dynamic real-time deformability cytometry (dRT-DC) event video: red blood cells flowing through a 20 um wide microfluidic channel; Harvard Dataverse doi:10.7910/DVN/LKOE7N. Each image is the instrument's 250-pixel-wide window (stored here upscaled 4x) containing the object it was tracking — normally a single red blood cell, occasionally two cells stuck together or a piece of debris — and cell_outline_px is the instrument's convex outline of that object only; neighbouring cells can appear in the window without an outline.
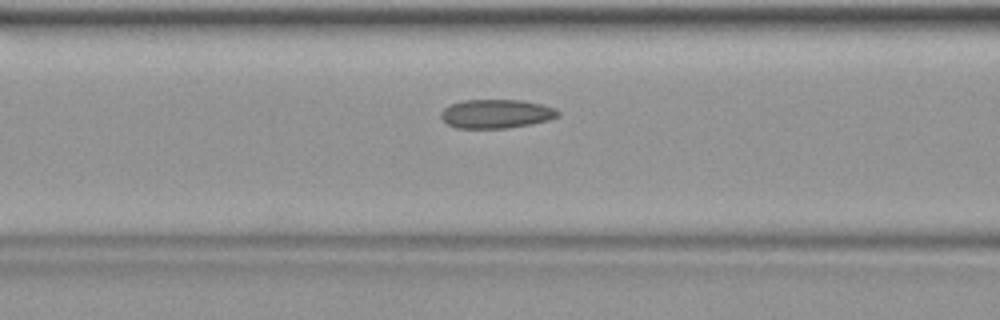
{"species": "common noctule bat (a hibernating species)", "species_latin": "Nyctalus noctula", "temperature_condition": "warm", "stored_images_in_passage": 41, "camera_frame_rate_fps": 3000, "um_per_image_px": 0.085, "animal": {"sex": "female", "body_mass_g": 19.9}, "frame": {"image": 1, "passage_image": 16, "time_ms": 5.0, "image_size_px": [1000, 320], "cell_outline_px": [[560, 116], [548, 120], [532, 124], [508, 128], [456, 128], [448, 124], [440, 116], [440, 112], [444, 108], [452, 104], [464, 100], [524, 100], [544, 104], [556, 108], [560, 112]], "centroid_in_image_um": [42.23, 9.67], "position_along_channel_um": 124.4, "area_um2": 19.88}}
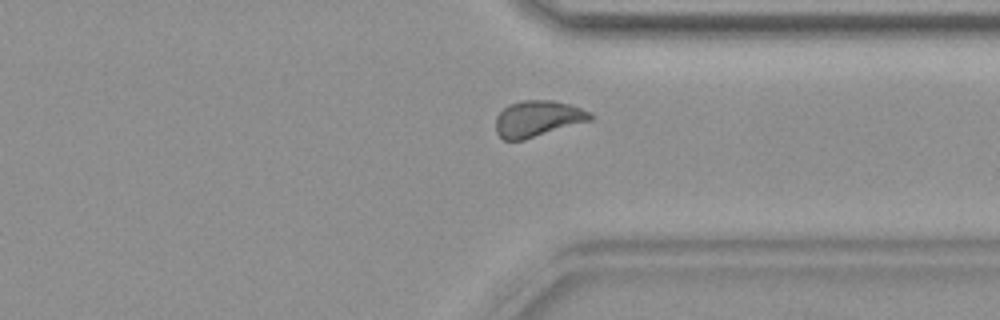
{"frame": {"image": 2, "passage_image": 31, "time_ms": 10.0, "image_size_px": [1000, 320], "cell_outline_px": [[592, 120], [524, 140], [504, 140], [496, 132], [496, 116], [508, 104], [520, 100], [548, 100], [572, 104], [588, 112], [592, 116]], "centroid_in_image_um": [45.68, 10.08], "position_along_channel_um": 365.7, "area_um2": 19.88}}
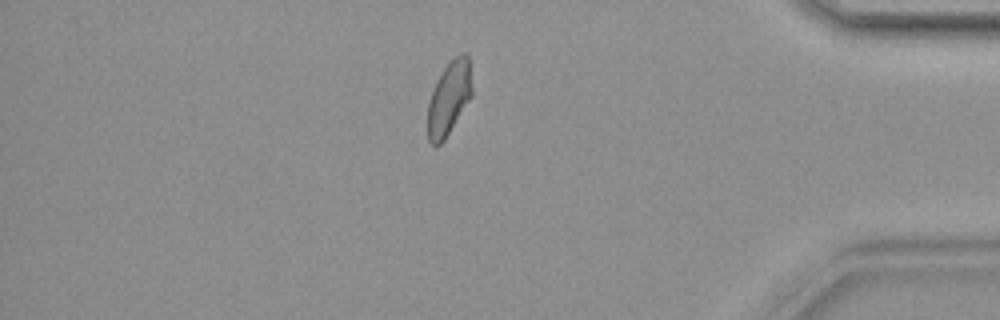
{"frame": {"image": 3, "passage_image": 35, "time_ms": 11.333, "image_size_px": [1000, 320], "cell_outline_px": [[472, 96], [444, 140], [436, 148], [428, 140], [428, 104], [436, 80], [444, 68], [460, 52], [464, 52], [468, 56], [472, 88]], "centroid_in_image_um": [38.16, 8.36], "position_along_channel_um": 397.0, "area_um2": 18.84}}